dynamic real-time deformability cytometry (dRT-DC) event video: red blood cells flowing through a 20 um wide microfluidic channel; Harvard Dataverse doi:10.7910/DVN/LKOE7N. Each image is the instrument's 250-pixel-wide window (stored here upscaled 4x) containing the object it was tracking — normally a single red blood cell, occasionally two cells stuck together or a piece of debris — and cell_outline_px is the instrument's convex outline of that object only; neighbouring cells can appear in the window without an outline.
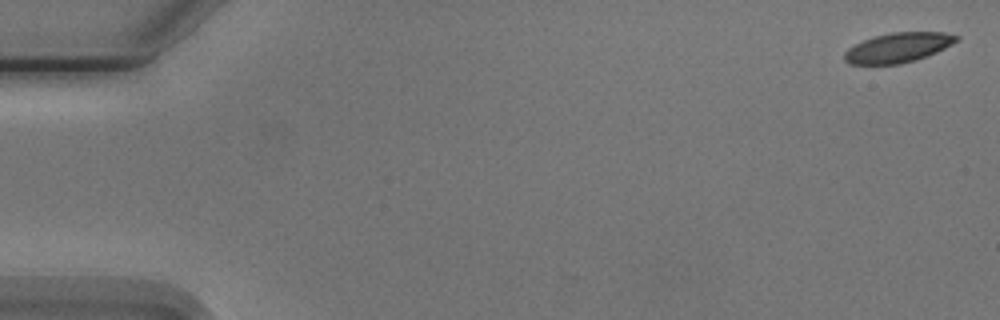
{"species": "Egyptian fruit bat (a non-hibernating species)", "species_latin": "Rousettus aegyptiacus", "temperature_condition": "cold", "stored_images_in_passage": 8, "camera_frame_rate_fps": 3000, "um_per_image_px": 0.085, "animal": {"sex": "male"}, "frame": {"image": 1, "passage_image": 1, "time_ms": 0.0, "image_size_px": [1000, 320], "cell_outline_px": [[960, 40], [936, 52], [916, 60], [900, 64], [848, 64], [844, 60], [844, 52], [848, 48], [864, 40], [876, 36], [892, 32], [944, 32], [960, 36]], "centroid_in_image_um": [76.35, 4.05], "position_along_channel_um": 8.6, "area_um2": 19.36}}
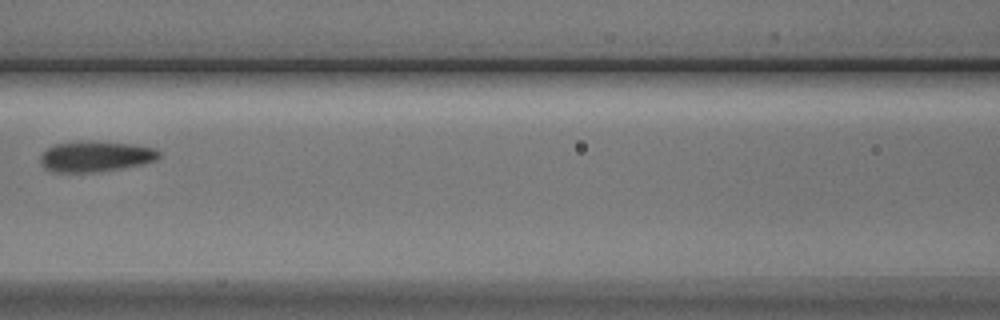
{"frame": {"image": 2, "passage_image": 7, "time_ms": 8.0, "image_size_px": [1000, 320], "cell_outline_px": [[160, 156], [156, 160], [144, 164], [124, 168], [96, 172], [52, 172], [44, 168], [40, 164], [40, 156], [48, 148], [56, 144], [80, 140], [92, 140], [132, 144], [156, 148], [160, 152]], "centroid_in_image_um": [8.13, 13.29], "position_along_channel_um": 158.5, "area_um2": 21.62}}
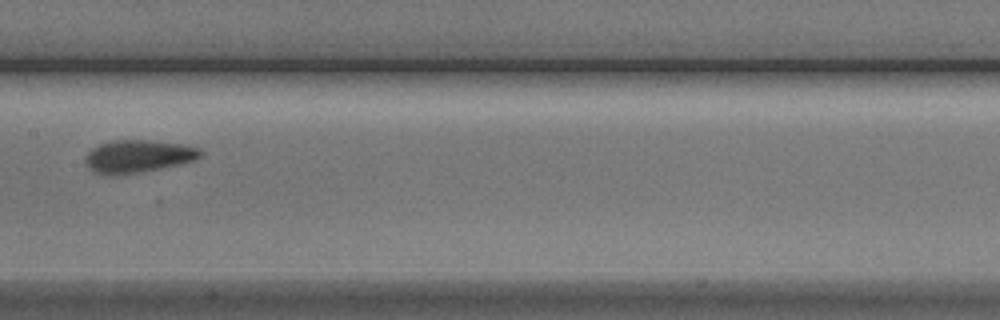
{"frame": {"image": 3, "passage_image": 8, "time_ms": 9.0, "image_size_px": [1000, 320], "cell_outline_px": [[204, 152], [196, 160], [180, 164], [144, 172], [116, 176], [100, 176], [92, 172], [84, 164], [84, 160], [88, 152], [92, 148], [100, 144], [112, 140], [148, 140], [180, 144], [200, 148]], "centroid_in_image_um": [11.68, 13.32], "position_along_channel_um": 195.7, "area_um2": 22.48}}